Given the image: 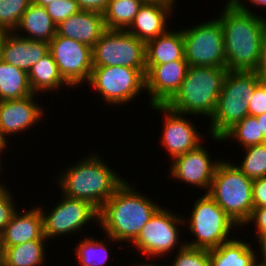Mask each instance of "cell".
Here are the masks:
<instances>
[{
	"label": "cell",
	"instance_id": "1",
	"mask_svg": "<svg viewBox=\"0 0 266 266\" xmlns=\"http://www.w3.org/2000/svg\"><path fill=\"white\" fill-rule=\"evenodd\" d=\"M244 0L226 6L217 18L223 31L228 71L257 72L266 34V18L256 15Z\"/></svg>",
	"mask_w": 266,
	"mask_h": 266
},
{
	"label": "cell",
	"instance_id": "2",
	"mask_svg": "<svg viewBox=\"0 0 266 266\" xmlns=\"http://www.w3.org/2000/svg\"><path fill=\"white\" fill-rule=\"evenodd\" d=\"M125 181L99 210V226L103 228L107 243H133L151 216L160 207L151 197L141 194ZM158 204V205H157Z\"/></svg>",
	"mask_w": 266,
	"mask_h": 266
},
{
	"label": "cell",
	"instance_id": "3",
	"mask_svg": "<svg viewBox=\"0 0 266 266\" xmlns=\"http://www.w3.org/2000/svg\"><path fill=\"white\" fill-rule=\"evenodd\" d=\"M90 155L60 171L57 184L64 196L88 201L100 210L125 180L97 152Z\"/></svg>",
	"mask_w": 266,
	"mask_h": 266
},
{
	"label": "cell",
	"instance_id": "4",
	"mask_svg": "<svg viewBox=\"0 0 266 266\" xmlns=\"http://www.w3.org/2000/svg\"><path fill=\"white\" fill-rule=\"evenodd\" d=\"M227 72L226 67L189 66L179 89L165 106L186 116L211 119Z\"/></svg>",
	"mask_w": 266,
	"mask_h": 266
},
{
	"label": "cell",
	"instance_id": "5",
	"mask_svg": "<svg viewBox=\"0 0 266 266\" xmlns=\"http://www.w3.org/2000/svg\"><path fill=\"white\" fill-rule=\"evenodd\" d=\"M260 80L257 72H227L208 127L212 139L222 142V137L248 116V101Z\"/></svg>",
	"mask_w": 266,
	"mask_h": 266
},
{
	"label": "cell",
	"instance_id": "6",
	"mask_svg": "<svg viewBox=\"0 0 266 266\" xmlns=\"http://www.w3.org/2000/svg\"><path fill=\"white\" fill-rule=\"evenodd\" d=\"M252 183L253 180L233 162L222 159L207 193L240 228L249 220L254 208Z\"/></svg>",
	"mask_w": 266,
	"mask_h": 266
},
{
	"label": "cell",
	"instance_id": "7",
	"mask_svg": "<svg viewBox=\"0 0 266 266\" xmlns=\"http://www.w3.org/2000/svg\"><path fill=\"white\" fill-rule=\"evenodd\" d=\"M193 204L191 217L186 221L184 218V223L189 222L186 228L196 239L187 240L186 246L211 250L233 239L229 235L237 225L207 193L198 197Z\"/></svg>",
	"mask_w": 266,
	"mask_h": 266
},
{
	"label": "cell",
	"instance_id": "8",
	"mask_svg": "<svg viewBox=\"0 0 266 266\" xmlns=\"http://www.w3.org/2000/svg\"><path fill=\"white\" fill-rule=\"evenodd\" d=\"M145 74L146 69L124 66L93 67L87 83L108 106H118L133 101L145 91Z\"/></svg>",
	"mask_w": 266,
	"mask_h": 266
},
{
	"label": "cell",
	"instance_id": "9",
	"mask_svg": "<svg viewBox=\"0 0 266 266\" xmlns=\"http://www.w3.org/2000/svg\"><path fill=\"white\" fill-rule=\"evenodd\" d=\"M182 30L189 66L225 67L226 50L218 18Z\"/></svg>",
	"mask_w": 266,
	"mask_h": 266
},
{
	"label": "cell",
	"instance_id": "10",
	"mask_svg": "<svg viewBox=\"0 0 266 266\" xmlns=\"http://www.w3.org/2000/svg\"><path fill=\"white\" fill-rule=\"evenodd\" d=\"M177 213H172L162 205L151 216L147 224L142 228L137 239L133 242V245L137 250L146 255L147 258L160 257L175 252L174 249L181 250L186 246L185 242L180 241V235L178 227L179 225H186L184 223L183 215L180 216ZM171 251V252H170Z\"/></svg>",
	"mask_w": 266,
	"mask_h": 266
},
{
	"label": "cell",
	"instance_id": "11",
	"mask_svg": "<svg viewBox=\"0 0 266 266\" xmlns=\"http://www.w3.org/2000/svg\"><path fill=\"white\" fill-rule=\"evenodd\" d=\"M92 62L93 67L146 69L145 43L127 30L107 29L92 47Z\"/></svg>",
	"mask_w": 266,
	"mask_h": 266
},
{
	"label": "cell",
	"instance_id": "12",
	"mask_svg": "<svg viewBox=\"0 0 266 266\" xmlns=\"http://www.w3.org/2000/svg\"><path fill=\"white\" fill-rule=\"evenodd\" d=\"M61 198V201L47 214L39 206L46 239L66 236V234L72 235L84 229L83 226L92 221L99 223V210L88 201L66 197L63 194Z\"/></svg>",
	"mask_w": 266,
	"mask_h": 266
},
{
	"label": "cell",
	"instance_id": "13",
	"mask_svg": "<svg viewBox=\"0 0 266 266\" xmlns=\"http://www.w3.org/2000/svg\"><path fill=\"white\" fill-rule=\"evenodd\" d=\"M49 53L69 87L87 84L93 68L90 46L56 33L49 42Z\"/></svg>",
	"mask_w": 266,
	"mask_h": 266
},
{
	"label": "cell",
	"instance_id": "14",
	"mask_svg": "<svg viewBox=\"0 0 266 266\" xmlns=\"http://www.w3.org/2000/svg\"><path fill=\"white\" fill-rule=\"evenodd\" d=\"M151 108L164 116L161 145L167 149L172 160L188 151L196 149L203 141L201 133L185 114L176 113L165 105H152ZM196 127V128H195ZM202 137V138H201ZM201 141V142H200Z\"/></svg>",
	"mask_w": 266,
	"mask_h": 266
},
{
	"label": "cell",
	"instance_id": "15",
	"mask_svg": "<svg viewBox=\"0 0 266 266\" xmlns=\"http://www.w3.org/2000/svg\"><path fill=\"white\" fill-rule=\"evenodd\" d=\"M211 154L203 145H199L196 149L177 156L171 161L169 167L171 178L187 185H193L199 189L206 190L208 193L215 169L220 160L213 161Z\"/></svg>",
	"mask_w": 266,
	"mask_h": 266
},
{
	"label": "cell",
	"instance_id": "16",
	"mask_svg": "<svg viewBox=\"0 0 266 266\" xmlns=\"http://www.w3.org/2000/svg\"><path fill=\"white\" fill-rule=\"evenodd\" d=\"M188 68L186 60L146 66L145 90L150 96L148 105H165L179 89Z\"/></svg>",
	"mask_w": 266,
	"mask_h": 266
},
{
	"label": "cell",
	"instance_id": "17",
	"mask_svg": "<svg viewBox=\"0 0 266 266\" xmlns=\"http://www.w3.org/2000/svg\"><path fill=\"white\" fill-rule=\"evenodd\" d=\"M36 95L0 101V135L5 142L10 143L6 136L23 133L43 119L44 108L38 105Z\"/></svg>",
	"mask_w": 266,
	"mask_h": 266
},
{
	"label": "cell",
	"instance_id": "18",
	"mask_svg": "<svg viewBox=\"0 0 266 266\" xmlns=\"http://www.w3.org/2000/svg\"><path fill=\"white\" fill-rule=\"evenodd\" d=\"M36 239H46L40 208L34 206L31 210L22 213L17 210L13 214L10 223L0 233V252L6 247Z\"/></svg>",
	"mask_w": 266,
	"mask_h": 266
},
{
	"label": "cell",
	"instance_id": "19",
	"mask_svg": "<svg viewBox=\"0 0 266 266\" xmlns=\"http://www.w3.org/2000/svg\"><path fill=\"white\" fill-rule=\"evenodd\" d=\"M106 30L102 13L80 10L58 24L56 33L92 48Z\"/></svg>",
	"mask_w": 266,
	"mask_h": 266
},
{
	"label": "cell",
	"instance_id": "20",
	"mask_svg": "<svg viewBox=\"0 0 266 266\" xmlns=\"http://www.w3.org/2000/svg\"><path fill=\"white\" fill-rule=\"evenodd\" d=\"M174 8L168 4L144 2L127 31L144 43L155 39L169 30L167 21Z\"/></svg>",
	"mask_w": 266,
	"mask_h": 266
},
{
	"label": "cell",
	"instance_id": "21",
	"mask_svg": "<svg viewBox=\"0 0 266 266\" xmlns=\"http://www.w3.org/2000/svg\"><path fill=\"white\" fill-rule=\"evenodd\" d=\"M48 53V42L29 40L18 36L14 32H7L2 46V60L27 73L35 63Z\"/></svg>",
	"mask_w": 266,
	"mask_h": 266
},
{
	"label": "cell",
	"instance_id": "22",
	"mask_svg": "<svg viewBox=\"0 0 266 266\" xmlns=\"http://www.w3.org/2000/svg\"><path fill=\"white\" fill-rule=\"evenodd\" d=\"M175 60H186L182 29H169L145 43L146 66L166 64Z\"/></svg>",
	"mask_w": 266,
	"mask_h": 266
},
{
	"label": "cell",
	"instance_id": "23",
	"mask_svg": "<svg viewBox=\"0 0 266 266\" xmlns=\"http://www.w3.org/2000/svg\"><path fill=\"white\" fill-rule=\"evenodd\" d=\"M245 240L231 239L209 250L210 266H260L254 246Z\"/></svg>",
	"mask_w": 266,
	"mask_h": 266
},
{
	"label": "cell",
	"instance_id": "24",
	"mask_svg": "<svg viewBox=\"0 0 266 266\" xmlns=\"http://www.w3.org/2000/svg\"><path fill=\"white\" fill-rule=\"evenodd\" d=\"M19 29L27 34L22 35ZM56 29L57 26L45 7L38 6L32 2L23 13L14 33L29 40H40L49 43L56 35Z\"/></svg>",
	"mask_w": 266,
	"mask_h": 266
},
{
	"label": "cell",
	"instance_id": "25",
	"mask_svg": "<svg viewBox=\"0 0 266 266\" xmlns=\"http://www.w3.org/2000/svg\"><path fill=\"white\" fill-rule=\"evenodd\" d=\"M48 239H36L6 247L1 252V264L3 266H43L46 259Z\"/></svg>",
	"mask_w": 266,
	"mask_h": 266
},
{
	"label": "cell",
	"instance_id": "26",
	"mask_svg": "<svg viewBox=\"0 0 266 266\" xmlns=\"http://www.w3.org/2000/svg\"><path fill=\"white\" fill-rule=\"evenodd\" d=\"M30 87L34 94L58 91L63 85L69 86L59 73L57 64L48 53L41 58L28 72ZM62 87V88H61Z\"/></svg>",
	"mask_w": 266,
	"mask_h": 266
},
{
	"label": "cell",
	"instance_id": "27",
	"mask_svg": "<svg viewBox=\"0 0 266 266\" xmlns=\"http://www.w3.org/2000/svg\"><path fill=\"white\" fill-rule=\"evenodd\" d=\"M33 94L28 73L0 60V101L22 99Z\"/></svg>",
	"mask_w": 266,
	"mask_h": 266
},
{
	"label": "cell",
	"instance_id": "28",
	"mask_svg": "<svg viewBox=\"0 0 266 266\" xmlns=\"http://www.w3.org/2000/svg\"><path fill=\"white\" fill-rule=\"evenodd\" d=\"M143 3V0H110L103 12L106 28L127 30Z\"/></svg>",
	"mask_w": 266,
	"mask_h": 266
},
{
	"label": "cell",
	"instance_id": "29",
	"mask_svg": "<svg viewBox=\"0 0 266 266\" xmlns=\"http://www.w3.org/2000/svg\"><path fill=\"white\" fill-rule=\"evenodd\" d=\"M104 241L90 236L80 240L74 249L81 266H104L107 263L110 247Z\"/></svg>",
	"mask_w": 266,
	"mask_h": 266
},
{
	"label": "cell",
	"instance_id": "30",
	"mask_svg": "<svg viewBox=\"0 0 266 266\" xmlns=\"http://www.w3.org/2000/svg\"><path fill=\"white\" fill-rule=\"evenodd\" d=\"M231 139L240 144L242 148L266 143V138L261 131L260 122L254 116H246L232 127L223 137L222 142Z\"/></svg>",
	"mask_w": 266,
	"mask_h": 266
},
{
	"label": "cell",
	"instance_id": "31",
	"mask_svg": "<svg viewBox=\"0 0 266 266\" xmlns=\"http://www.w3.org/2000/svg\"><path fill=\"white\" fill-rule=\"evenodd\" d=\"M245 149L241 164L235 165L251 180L266 177V143L251 145Z\"/></svg>",
	"mask_w": 266,
	"mask_h": 266
},
{
	"label": "cell",
	"instance_id": "32",
	"mask_svg": "<svg viewBox=\"0 0 266 266\" xmlns=\"http://www.w3.org/2000/svg\"><path fill=\"white\" fill-rule=\"evenodd\" d=\"M32 0H0V30L14 32Z\"/></svg>",
	"mask_w": 266,
	"mask_h": 266
},
{
	"label": "cell",
	"instance_id": "33",
	"mask_svg": "<svg viewBox=\"0 0 266 266\" xmlns=\"http://www.w3.org/2000/svg\"><path fill=\"white\" fill-rule=\"evenodd\" d=\"M176 251L170 266H210L209 250L185 246Z\"/></svg>",
	"mask_w": 266,
	"mask_h": 266
},
{
	"label": "cell",
	"instance_id": "34",
	"mask_svg": "<svg viewBox=\"0 0 266 266\" xmlns=\"http://www.w3.org/2000/svg\"><path fill=\"white\" fill-rule=\"evenodd\" d=\"M45 9L56 26L81 10L75 0H57Z\"/></svg>",
	"mask_w": 266,
	"mask_h": 266
},
{
	"label": "cell",
	"instance_id": "35",
	"mask_svg": "<svg viewBox=\"0 0 266 266\" xmlns=\"http://www.w3.org/2000/svg\"><path fill=\"white\" fill-rule=\"evenodd\" d=\"M0 181V233L10 223L13 214L19 210L16 207L13 194L10 193V189H7L5 184Z\"/></svg>",
	"mask_w": 266,
	"mask_h": 266
},
{
	"label": "cell",
	"instance_id": "36",
	"mask_svg": "<svg viewBox=\"0 0 266 266\" xmlns=\"http://www.w3.org/2000/svg\"><path fill=\"white\" fill-rule=\"evenodd\" d=\"M248 115L258 116L266 113V90L265 79H261L260 83L255 87L251 99L248 101Z\"/></svg>",
	"mask_w": 266,
	"mask_h": 266
},
{
	"label": "cell",
	"instance_id": "37",
	"mask_svg": "<svg viewBox=\"0 0 266 266\" xmlns=\"http://www.w3.org/2000/svg\"><path fill=\"white\" fill-rule=\"evenodd\" d=\"M250 223L255 224V239H258L263 234H266V206L253 208L251 217L245 225Z\"/></svg>",
	"mask_w": 266,
	"mask_h": 266
},
{
	"label": "cell",
	"instance_id": "38",
	"mask_svg": "<svg viewBox=\"0 0 266 266\" xmlns=\"http://www.w3.org/2000/svg\"><path fill=\"white\" fill-rule=\"evenodd\" d=\"M252 190L254 207L266 206V177L253 180Z\"/></svg>",
	"mask_w": 266,
	"mask_h": 266
},
{
	"label": "cell",
	"instance_id": "39",
	"mask_svg": "<svg viewBox=\"0 0 266 266\" xmlns=\"http://www.w3.org/2000/svg\"><path fill=\"white\" fill-rule=\"evenodd\" d=\"M81 10L102 13L106 10L110 0H75Z\"/></svg>",
	"mask_w": 266,
	"mask_h": 266
},
{
	"label": "cell",
	"instance_id": "40",
	"mask_svg": "<svg viewBox=\"0 0 266 266\" xmlns=\"http://www.w3.org/2000/svg\"><path fill=\"white\" fill-rule=\"evenodd\" d=\"M257 73L261 79H266V34L263 40L261 61Z\"/></svg>",
	"mask_w": 266,
	"mask_h": 266
},
{
	"label": "cell",
	"instance_id": "41",
	"mask_svg": "<svg viewBox=\"0 0 266 266\" xmlns=\"http://www.w3.org/2000/svg\"><path fill=\"white\" fill-rule=\"evenodd\" d=\"M255 241L259 244V250L261 251L260 254L262 253V259L258 260L259 264L260 266H266V234H263Z\"/></svg>",
	"mask_w": 266,
	"mask_h": 266
},
{
	"label": "cell",
	"instance_id": "42",
	"mask_svg": "<svg viewBox=\"0 0 266 266\" xmlns=\"http://www.w3.org/2000/svg\"><path fill=\"white\" fill-rule=\"evenodd\" d=\"M258 122H260L261 131L266 138V113L256 116Z\"/></svg>",
	"mask_w": 266,
	"mask_h": 266
},
{
	"label": "cell",
	"instance_id": "43",
	"mask_svg": "<svg viewBox=\"0 0 266 266\" xmlns=\"http://www.w3.org/2000/svg\"><path fill=\"white\" fill-rule=\"evenodd\" d=\"M6 36H7V31L0 30V60H2V46L6 39Z\"/></svg>",
	"mask_w": 266,
	"mask_h": 266
},
{
	"label": "cell",
	"instance_id": "44",
	"mask_svg": "<svg viewBox=\"0 0 266 266\" xmlns=\"http://www.w3.org/2000/svg\"><path fill=\"white\" fill-rule=\"evenodd\" d=\"M57 1V0H32V2L38 6L46 7L52 2Z\"/></svg>",
	"mask_w": 266,
	"mask_h": 266
},
{
	"label": "cell",
	"instance_id": "45",
	"mask_svg": "<svg viewBox=\"0 0 266 266\" xmlns=\"http://www.w3.org/2000/svg\"><path fill=\"white\" fill-rule=\"evenodd\" d=\"M144 2H155V3H161V4H168V5H176L175 0H143Z\"/></svg>",
	"mask_w": 266,
	"mask_h": 266
},
{
	"label": "cell",
	"instance_id": "46",
	"mask_svg": "<svg viewBox=\"0 0 266 266\" xmlns=\"http://www.w3.org/2000/svg\"><path fill=\"white\" fill-rule=\"evenodd\" d=\"M251 3L253 6L266 7V0H246V2Z\"/></svg>",
	"mask_w": 266,
	"mask_h": 266
},
{
	"label": "cell",
	"instance_id": "47",
	"mask_svg": "<svg viewBox=\"0 0 266 266\" xmlns=\"http://www.w3.org/2000/svg\"><path fill=\"white\" fill-rule=\"evenodd\" d=\"M6 146H9V144H7V142H5V140L1 137L0 135V154H2V152L4 153V149H6L7 147ZM1 159V157H0Z\"/></svg>",
	"mask_w": 266,
	"mask_h": 266
},
{
	"label": "cell",
	"instance_id": "48",
	"mask_svg": "<svg viewBox=\"0 0 266 266\" xmlns=\"http://www.w3.org/2000/svg\"><path fill=\"white\" fill-rule=\"evenodd\" d=\"M242 0H226V6H238Z\"/></svg>",
	"mask_w": 266,
	"mask_h": 266
},
{
	"label": "cell",
	"instance_id": "49",
	"mask_svg": "<svg viewBox=\"0 0 266 266\" xmlns=\"http://www.w3.org/2000/svg\"><path fill=\"white\" fill-rule=\"evenodd\" d=\"M145 266H166L165 264L164 265H161V264H159V265H157V264H153V263H147V261H146V263H143ZM169 266V265H168Z\"/></svg>",
	"mask_w": 266,
	"mask_h": 266
},
{
	"label": "cell",
	"instance_id": "50",
	"mask_svg": "<svg viewBox=\"0 0 266 266\" xmlns=\"http://www.w3.org/2000/svg\"><path fill=\"white\" fill-rule=\"evenodd\" d=\"M132 266H145L144 264H143V262L142 263H140L139 265L137 264V265H135L134 263H133V265Z\"/></svg>",
	"mask_w": 266,
	"mask_h": 266
},
{
	"label": "cell",
	"instance_id": "51",
	"mask_svg": "<svg viewBox=\"0 0 266 266\" xmlns=\"http://www.w3.org/2000/svg\"><path fill=\"white\" fill-rule=\"evenodd\" d=\"M2 164V162H1V160H0V171L2 170L3 171V169H1V168H3V166L1 165ZM1 174V173H0Z\"/></svg>",
	"mask_w": 266,
	"mask_h": 266
}]
</instances>
